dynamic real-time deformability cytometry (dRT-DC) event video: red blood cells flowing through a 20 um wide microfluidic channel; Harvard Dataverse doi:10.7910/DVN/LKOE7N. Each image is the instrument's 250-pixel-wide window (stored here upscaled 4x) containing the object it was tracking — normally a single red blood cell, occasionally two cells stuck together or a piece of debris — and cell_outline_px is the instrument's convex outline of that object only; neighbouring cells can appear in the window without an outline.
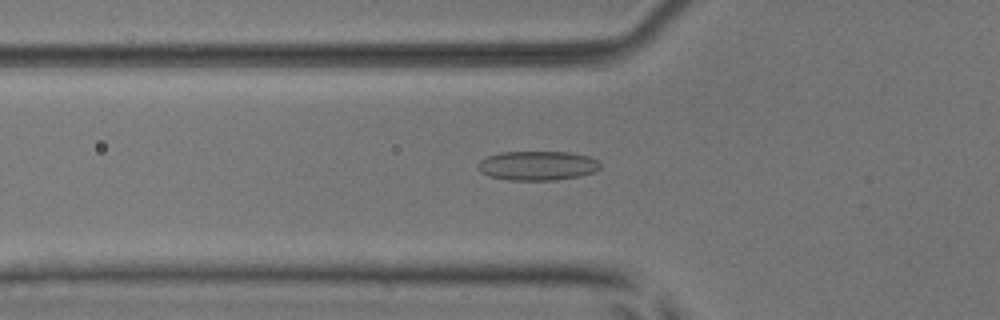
{"species": "common noctule bat (a hibernating species)", "species_latin": "Nyctalus noctula", "temperature_condition": "room temperature", "stored_images_in_passage": 49, "camera_frame_rate_fps": 3000, "um_per_image_px": 0.085, "animal": {"sex": "male", "body_mass_g": 17.9, "forearm_length_mm": 54.2}, "frame": {"image": 1, "passage_image": 15, "time_ms": 4.667, "image_size_px": [1000, 320], "cell_outline_px": [[600, 168], [596, 172], [580, 176], [556, 180], [508, 180], [488, 176], [480, 172], [476, 168], [476, 164], [484, 156], [500, 152], [568, 152], [588, 156], [596, 160], [600, 164]], "centroid_in_image_um": [45.63, 14.08], "position_along_channel_um": 80.2, "area_um2": 21.21}}
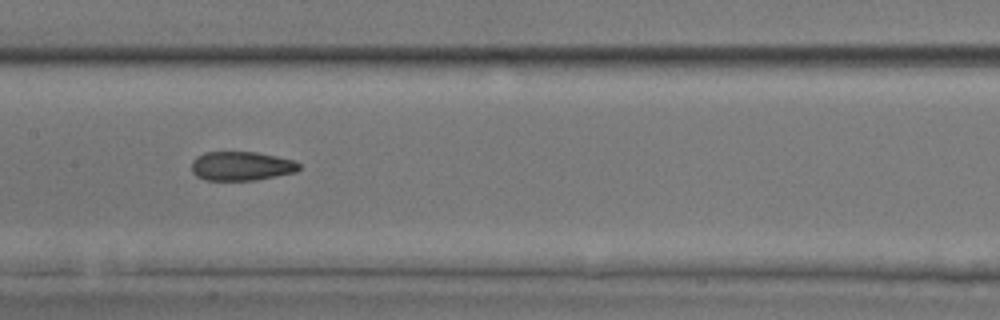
{"frame": {"image": 2, "passage_image": 23, "time_ms": 7.333, "image_size_px": [1000, 320], "cell_outline_px": [[300, 168], [296, 172], [256, 180], [204, 180], [196, 176], [192, 172], [192, 160], [196, 156], [204, 152], [256, 152], [276, 156], [292, 160], [300, 164]], "centroid_in_image_um": [20.49, 14.11], "position_along_channel_um": 186.9, "area_um2": 18.26}}
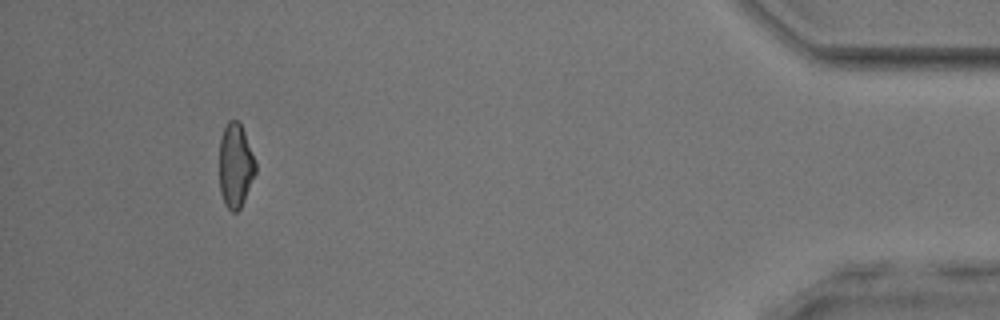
{"frame": {"image": 3, "passage_image": 45, "time_ms": 14.667, "image_size_px": [1000, 320], "cell_outline_px": [[256, 172], [244, 200], [240, 208], [236, 212], [232, 212], [224, 204], [220, 192], [220, 136], [228, 120], [240, 120], [256, 164]], "centroid_in_image_um": [20.01, 14.06], "position_along_channel_um": 415.2, "area_um2": 17.74}, "authors_computed_cell_mechanics": {"area_um2": 18.7272, "velocity_mm_per_s": 3.996, "shape_relaxation_time_tau1_ms": null, "shape_relaxation_time_tau2_ms": 1.5339, "deformation_change_tau1": null, "deformation_change_tau2": 0.0778}}